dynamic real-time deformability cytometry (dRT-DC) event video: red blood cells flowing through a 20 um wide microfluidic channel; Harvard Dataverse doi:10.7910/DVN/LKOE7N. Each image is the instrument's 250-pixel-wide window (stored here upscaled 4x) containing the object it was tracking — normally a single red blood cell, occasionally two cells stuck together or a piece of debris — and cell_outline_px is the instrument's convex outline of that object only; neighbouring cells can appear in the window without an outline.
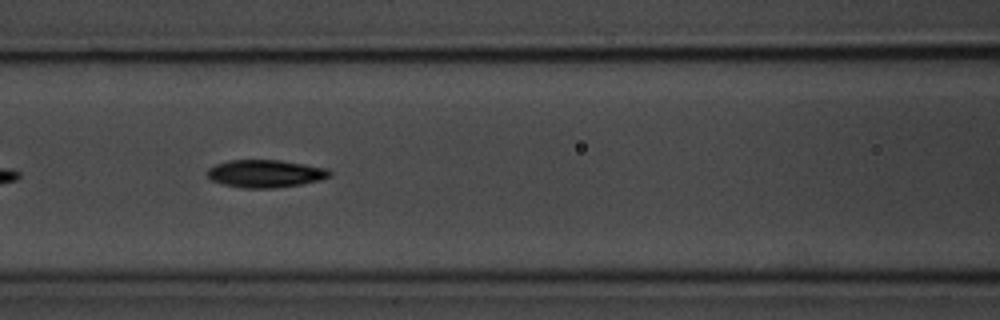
{"species": "common noctule bat (a hibernating species)", "species_latin": "Nyctalus noctula", "temperature_condition": "room temperature", "stored_images_in_passage": 9, "camera_frame_rate_fps": 3000, "um_per_image_px": 0.085, "animal": {"sex": "male", "body_mass_g": 20.1, "forearm_length_mm": 53.5}, "frame": {"image": 1, "passage_image": 7, "time_ms": 6.667, "image_size_px": [1000, 320], "cell_outline_px": [[332, 176], [320, 180], [300, 184], [272, 188], [244, 188], [224, 184], [212, 180], [208, 176], [208, 168], [216, 164], [228, 160], [280, 160], [328, 168], [332, 172]], "centroid_in_image_um": [22.59, 14.75], "position_along_channel_um": 144.0, "area_um2": 19.65}}
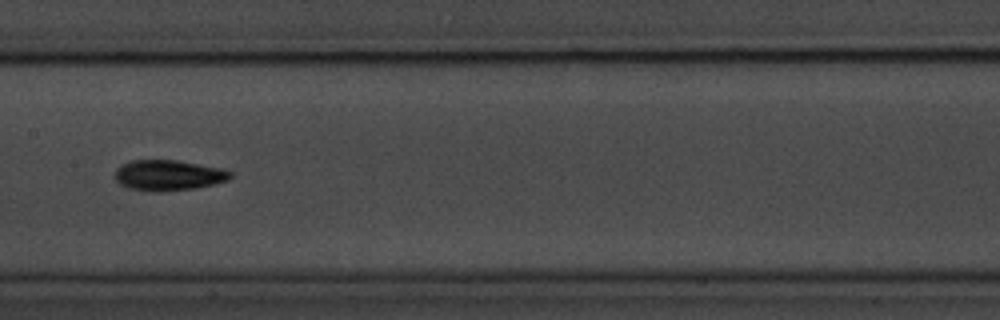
{"frame": {"image": 2, "passage_image": 8, "time_ms": 8.0, "image_size_px": [1000, 320], "cell_outline_px": [[232, 176], [228, 180], [196, 188], [128, 188], [120, 184], [116, 180], [116, 168], [120, 164], [132, 160], [176, 160], [224, 168], [232, 172]], "centroid_in_image_um": [14.35, 14.83], "position_along_channel_um": 193.0, "area_um2": 19.65}}